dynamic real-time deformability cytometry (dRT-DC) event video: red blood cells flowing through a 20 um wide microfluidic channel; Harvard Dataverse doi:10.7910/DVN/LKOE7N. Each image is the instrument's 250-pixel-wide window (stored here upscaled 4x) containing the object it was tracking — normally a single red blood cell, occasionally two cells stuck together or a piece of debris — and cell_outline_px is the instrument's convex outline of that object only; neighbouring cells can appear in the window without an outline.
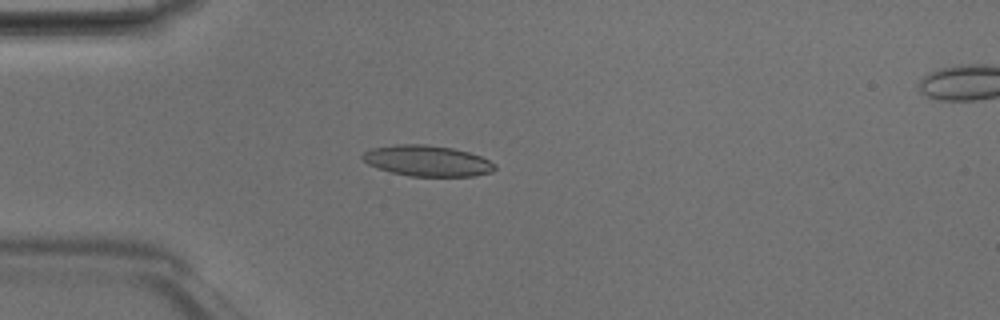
{"species": "Egyptian fruit bat (a non-hibernating species)", "species_latin": "Rousettus aegyptiacus", "temperature_condition": "room temperature", "stored_images_in_passage": 48, "camera_frame_rate_fps": 3000, "um_per_image_px": 0.085, "animal": {"sex": "male"}, "frame": {"image": 1, "passage_image": 13, "time_ms": 4.0, "image_size_px": [1000, 320], "cell_outline_px": [[496, 168], [492, 172], [472, 176], [408, 176], [392, 172], [368, 164], [360, 156], [364, 152], [372, 148], [396, 144], [424, 144], [452, 148], [468, 152], [480, 156], [496, 164]], "centroid_in_image_um": [36.32, 13.67], "position_along_channel_um": 48.7, "area_um2": 23.64}}
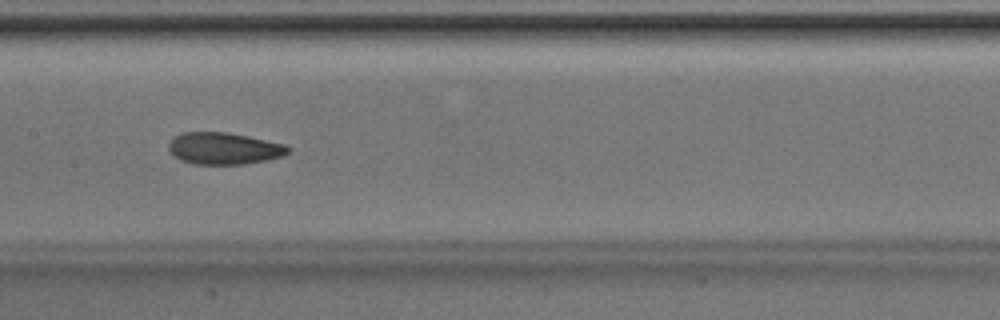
{"frame": {"image": 2, "passage_image": 24, "time_ms": 7.667, "image_size_px": [1000, 320], "cell_outline_px": [[292, 148], [284, 156], [268, 160], [244, 164], [192, 164], [180, 160], [168, 148], [168, 144], [180, 132], [228, 132], [248, 136], [284, 144]], "centroid_in_image_um": [19.06, 12.62], "position_along_channel_um": 188.3, "area_um2": 22.2}}
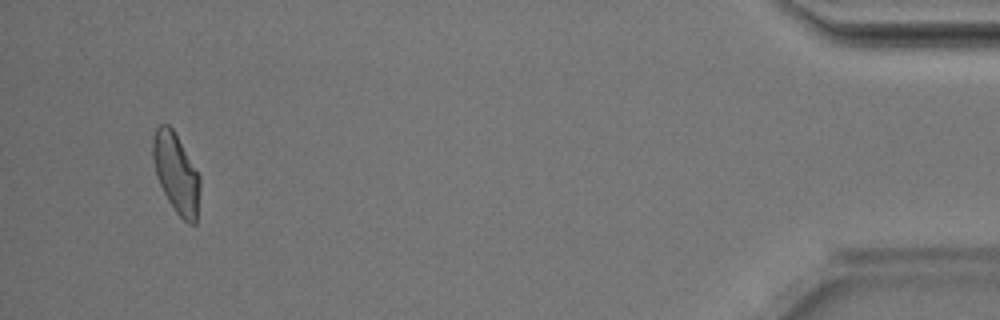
{"frame": {"image": 3, "passage_image": 46, "time_ms": 15.0, "image_size_px": [1000, 320], "cell_outline_px": [[200, 188], [196, 224], [188, 224], [176, 212], [168, 200], [156, 176], [152, 156], [152, 136], [156, 128], [160, 124], [168, 124], [172, 128], [200, 176]], "centroid_in_image_um": [14.96, 14.72], "position_along_channel_um": 420.2, "area_um2": 21.79}, "authors_computed_cell_mechanics": {"area_um2": 22.4842, "velocity_mm_per_s": 4.1973, "shape_relaxation_time_tau1_ms": 8.0099, "shape_relaxation_time_tau2_ms": 1.7644, "deformation_change_tau1": 0.1755, "deformation_change_tau2": 0.0809}}